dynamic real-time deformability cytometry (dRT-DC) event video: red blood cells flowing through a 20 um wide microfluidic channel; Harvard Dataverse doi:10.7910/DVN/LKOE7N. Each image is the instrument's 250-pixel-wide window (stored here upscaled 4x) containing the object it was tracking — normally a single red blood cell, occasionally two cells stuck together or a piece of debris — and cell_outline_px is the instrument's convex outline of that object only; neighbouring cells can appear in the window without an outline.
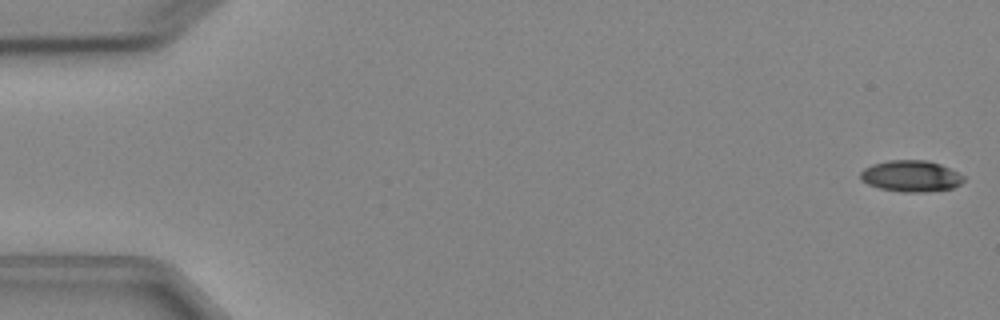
{"species": "Egyptian fruit bat (a non-hibernating species)", "species_latin": "Rousettus aegyptiacus", "temperature_condition": "cold", "stored_images_in_passage": 5, "camera_frame_rate_fps": 3000, "um_per_image_px": 0.085, "animal": {"sex": "female"}, "frame": {"image": 1, "passage_image": 1, "time_ms": 0.0, "image_size_px": [1000, 320], "cell_outline_px": [[964, 180], [960, 184], [952, 188], [924, 192], [904, 192], [880, 188], [868, 184], [860, 180], [860, 172], [864, 168], [872, 164], [888, 160], [928, 160], [940, 164], [964, 176]], "centroid_in_image_um": [77.4, 14.96], "position_along_channel_um": 7.6, "area_um2": 18.79}}
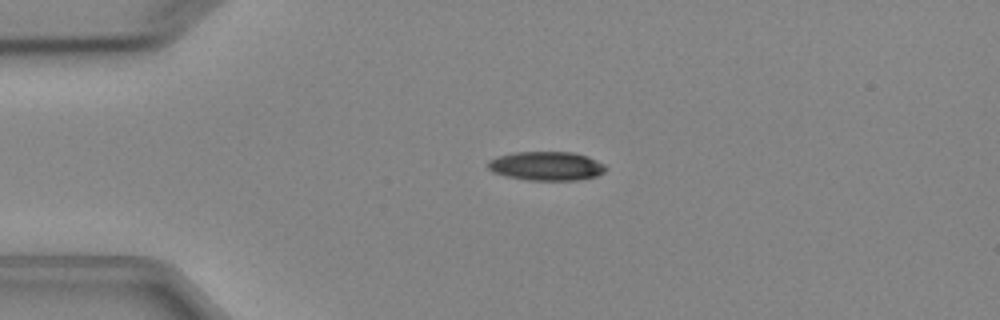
{"frame": {"image": 2, "passage_image": 4, "time_ms": 3.667, "image_size_px": [1000, 320], "cell_outline_px": [[608, 168], [604, 172], [596, 176], [576, 180], [528, 180], [504, 176], [492, 172], [488, 168], [488, 160], [496, 156], [516, 152], [572, 152], [588, 156], [604, 164]], "centroid_in_image_um": [46.43, 14.11], "position_along_channel_um": 38.6, "area_um2": 20.0}}